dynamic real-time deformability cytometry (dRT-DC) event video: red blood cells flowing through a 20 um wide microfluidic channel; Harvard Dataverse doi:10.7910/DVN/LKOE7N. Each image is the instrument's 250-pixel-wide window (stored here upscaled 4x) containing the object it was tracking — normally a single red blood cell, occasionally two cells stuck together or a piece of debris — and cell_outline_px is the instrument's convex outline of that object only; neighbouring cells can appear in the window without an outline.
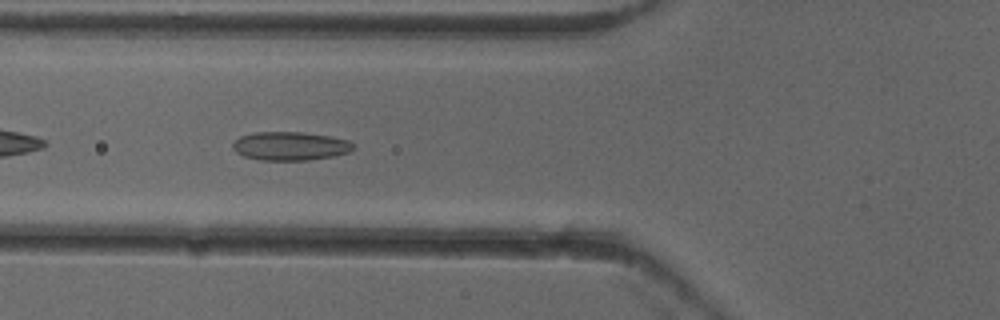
{"species": "common noctule bat (a hibernating species)", "species_latin": "Nyctalus noctula", "temperature_condition": "cold", "stored_images_in_passage": 38, "camera_frame_rate_fps": 3000, "um_per_image_px": 0.085, "animal": {"sex": "female"}, "frame": {"image": 1, "passage_image": 5, "time_ms": 1.333, "image_size_px": [1000, 320], "cell_outline_px": [[356, 148], [348, 152], [336, 156], [308, 160], [260, 160], [244, 156], [236, 152], [232, 148], [232, 144], [240, 136], [256, 132], [304, 132], [328, 136], [348, 140], [356, 144]], "centroid_in_image_um": [24.7, 12.41], "position_along_channel_um": 101.1, "area_um2": 20.23}}
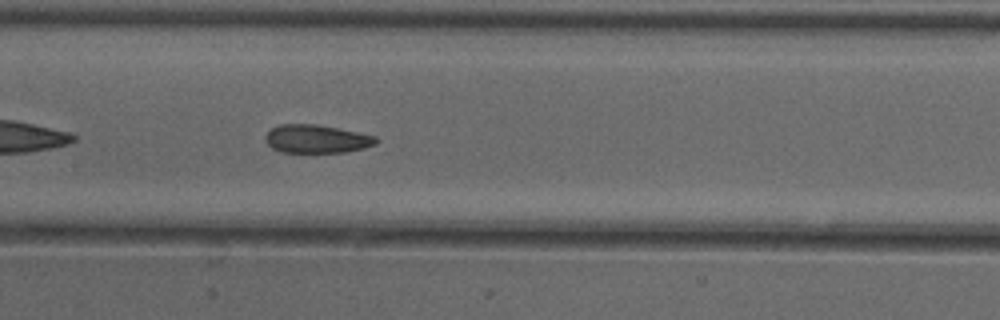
{"frame": {"image": 2, "passage_image": 11, "time_ms": 3.333, "image_size_px": [1000, 320], "cell_outline_px": [[380, 140], [376, 144], [364, 148], [344, 152], [280, 152], [272, 148], [264, 140], [264, 136], [272, 128], [280, 124], [316, 124], [376, 136]], "centroid_in_image_um": [26.9, 11.81], "position_along_channel_um": 180.5, "area_um2": 18.21}}
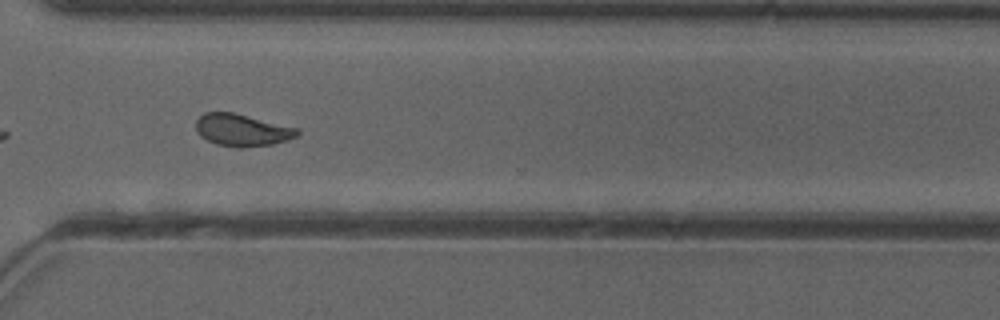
{"frame": {"image": 3, "passage_image": 24, "time_ms": 7.667, "image_size_px": [1000, 320], "cell_outline_px": [[300, 136], [288, 140], [272, 144], [240, 148], [236, 148], [216, 144], [200, 136], [196, 132], [196, 120], [204, 112], [232, 112], [296, 128], [300, 132]], "centroid_in_image_um": [20.56, 11.07], "position_along_channel_um": 350.0, "area_um2": 18.96}, "authors_computed_cell_mechanics": {"area_um2": 18.9295, "velocity_mm_per_s": 3.9328, "shape_relaxation_time_tau1_ms": null, "shape_relaxation_time_tau2_ms": 1.8404, "deformation_change_tau1": null, "deformation_change_tau2": 0.0763}}